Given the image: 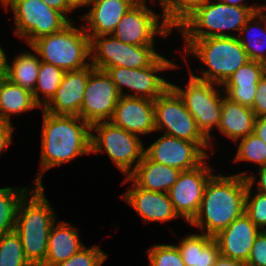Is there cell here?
<instances>
[{
    "instance_id": "obj_1",
    "label": "cell",
    "mask_w": 266,
    "mask_h": 266,
    "mask_svg": "<svg viewBox=\"0 0 266 266\" xmlns=\"http://www.w3.org/2000/svg\"><path fill=\"white\" fill-rule=\"evenodd\" d=\"M42 110L41 156L34 186H43V172L91 154V125L76 115H54Z\"/></svg>"
},
{
    "instance_id": "obj_2",
    "label": "cell",
    "mask_w": 266,
    "mask_h": 266,
    "mask_svg": "<svg viewBox=\"0 0 266 266\" xmlns=\"http://www.w3.org/2000/svg\"><path fill=\"white\" fill-rule=\"evenodd\" d=\"M246 177L214 174L208 181L200 209L189 224L214 237L245 213Z\"/></svg>"
},
{
    "instance_id": "obj_3",
    "label": "cell",
    "mask_w": 266,
    "mask_h": 266,
    "mask_svg": "<svg viewBox=\"0 0 266 266\" xmlns=\"http://www.w3.org/2000/svg\"><path fill=\"white\" fill-rule=\"evenodd\" d=\"M19 203L14 231L19 235L25 258L32 266H40L47 255L49 232L57 221L45 187L31 186Z\"/></svg>"
},
{
    "instance_id": "obj_4",
    "label": "cell",
    "mask_w": 266,
    "mask_h": 266,
    "mask_svg": "<svg viewBox=\"0 0 266 266\" xmlns=\"http://www.w3.org/2000/svg\"><path fill=\"white\" fill-rule=\"evenodd\" d=\"M183 43L180 54L184 61L192 56L203 64L197 71L199 75H195L191 67L188 72L197 79L221 86L239 67L250 61L237 37L183 39Z\"/></svg>"
},
{
    "instance_id": "obj_5",
    "label": "cell",
    "mask_w": 266,
    "mask_h": 266,
    "mask_svg": "<svg viewBox=\"0 0 266 266\" xmlns=\"http://www.w3.org/2000/svg\"><path fill=\"white\" fill-rule=\"evenodd\" d=\"M258 9L208 0L176 30L183 39L237 37L241 28Z\"/></svg>"
},
{
    "instance_id": "obj_6",
    "label": "cell",
    "mask_w": 266,
    "mask_h": 266,
    "mask_svg": "<svg viewBox=\"0 0 266 266\" xmlns=\"http://www.w3.org/2000/svg\"><path fill=\"white\" fill-rule=\"evenodd\" d=\"M70 22L61 31L35 40L33 49L43 62L66 71L83 69L90 65V38L83 26Z\"/></svg>"
},
{
    "instance_id": "obj_7",
    "label": "cell",
    "mask_w": 266,
    "mask_h": 266,
    "mask_svg": "<svg viewBox=\"0 0 266 266\" xmlns=\"http://www.w3.org/2000/svg\"><path fill=\"white\" fill-rule=\"evenodd\" d=\"M94 132V133H93ZM141 137L114 125L111 121L91 125V154L105 153L112 164L128 177L145 155Z\"/></svg>"
},
{
    "instance_id": "obj_8",
    "label": "cell",
    "mask_w": 266,
    "mask_h": 266,
    "mask_svg": "<svg viewBox=\"0 0 266 266\" xmlns=\"http://www.w3.org/2000/svg\"><path fill=\"white\" fill-rule=\"evenodd\" d=\"M171 87L183 99L187 110L196 120L197 127L208 139L210 149L214 152L215 142L211 130H217L221 117L222 99L225 96L222 86L193 77L189 79L185 87L171 83Z\"/></svg>"
},
{
    "instance_id": "obj_9",
    "label": "cell",
    "mask_w": 266,
    "mask_h": 266,
    "mask_svg": "<svg viewBox=\"0 0 266 266\" xmlns=\"http://www.w3.org/2000/svg\"><path fill=\"white\" fill-rule=\"evenodd\" d=\"M5 12L11 10L14 35L30 46L35 40L61 31L70 21L42 0H5Z\"/></svg>"
},
{
    "instance_id": "obj_10",
    "label": "cell",
    "mask_w": 266,
    "mask_h": 266,
    "mask_svg": "<svg viewBox=\"0 0 266 266\" xmlns=\"http://www.w3.org/2000/svg\"><path fill=\"white\" fill-rule=\"evenodd\" d=\"M180 63H174L171 59L160 54L149 66L145 68L110 67L106 70L116 85L121 96H130L155 100L161 96L170 86L161 72L181 68ZM128 89V92L124 91ZM133 92V93H132Z\"/></svg>"
},
{
    "instance_id": "obj_11",
    "label": "cell",
    "mask_w": 266,
    "mask_h": 266,
    "mask_svg": "<svg viewBox=\"0 0 266 266\" xmlns=\"http://www.w3.org/2000/svg\"><path fill=\"white\" fill-rule=\"evenodd\" d=\"M155 132L195 142L208 156V139L197 127L196 120L187 110L183 99L170 86L154 100Z\"/></svg>"
},
{
    "instance_id": "obj_12",
    "label": "cell",
    "mask_w": 266,
    "mask_h": 266,
    "mask_svg": "<svg viewBox=\"0 0 266 266\" xmlns=\"http://www.w3.org/2000/svg\"><path fill=\"white\" fill-rule=\"evenodd\" d=\"M155 45L126 44L112 34L90 39V64L99 70L110 67L145 68L159 55Z\"/></svg>"
},
{
    "instance_id": "obj_13",
    "label": "cell",
    "mask_w": 266,
    "mask_h": 266,
    "mask_svg": "<svg viewBox=\"0 0 266 266\" xmlns=\"http://www.w3.org/2000/svg\"><path fill=\"white\" fill-rule=\"evenodd\" d=\"M147 1H138L125 13L112 33L114 37L126 44L155 45L156 36L167 38L174 33L162 13L147 7Z\"/></svg>"
},
{
    "instance_id": "obj_14",
    "label": "cell",
    "mask_w": 266,
    "mask_h": 266,
    "mask_svg": "<svg viewBox=\"0 0 266 266\" xmlns=\"http://www.w3.org/2000/svg\"><path fill=\"white\" fill-rule=\"evenodd\" d=\"M208 156L199 166L181 171L177 182L169 189L168 196L179 218L189 225L196 217L203 198L205 187L214 175Z\"/></svg>"
},
{
    "instance_id": "obj_15",
    "label": "cell",
    "mask_w": 266,
    "mask_h": 266,
    "mask_svg": "<svg viewBox=\"0 0 266 266\" xmlns=\"http://www.w3.org/2000/svg\"><path fill=\"white\" fill-rule=\"evenodd\" d=\"M121 97L106 71L94 69L89 77L80 108V117L90 125L110 121Z\"/></svg>"
},
{
    "instance_id": "obj_16",
    "label": "cell",
    "mask_w": 266,
    "mask_h": 266,
    "mask_svg": "<svg viewBox=\"0 0 266 266\" xmlns=\"http://www.w3.org/2000/svg\"><path fill=\"white\" fill-rule=\"evenodd\" d=\"M145 155L154 162L180 171L193 169L208 157L195 142L165 134L145 146Z\"/></svg>"
},
{
    "instance_id": "obj_17",
    "label": "cell",
    "mask_w": 266,
    "mask_h": 266,
    "mask_svg": "<svg viewBox=\"0 0 266 266\" xmlns=\"http://www.w3.org/2000/svg\"><path fill=\"white\" fill-rule=\"evenodd\" d=\"M110 121L129 133L141 136V138L154 133V101L145 98L121 96Z\"/></svg>"
},
{
    "instance_id": "obj_18",
    "label": "cell",
    "mask_w": 266,
    "mask_h": 266,
    "mask_svg": "<svg viewBox=\"0 0 266 266\" xmlns=\"http://www.w3.org/2000/svg\"><path fill=\"white\" fill-rule=\"evenodd\" d=\"M260 232L261 230L244 213L214 236L220 256L245 264Z\"/></svg>"
},
{
    "instance_id": "obj_19",
    "label": "cell",
    "mask_w": 266,
    "mask_h": 266,
    "mask_svg": "<svg viewBox=\"0 0 266 266\" xmlns=\"http://www.w3.org/2000/svg\"><path fill=\"white\" fill-rule=\"evenodd\" d=\"M95 68L89 66L75 71H66L55 96L43 108L54 115H76L80 117V108L90 73Z\"/></svg>"
},
{
    "instance_id": "obj_20",
    "label": "cell",
    "mask_w": 266,
    "mask_h": 266,
    "mask_svg": "<svg viewBox=\"0 0 266 266\" xmlns=\"http://www.w3.org/2000/svg\"><path fill=\"white\" fill-rule=\"evenodd\" d=\"M131 183L121 198L137 212L142 221L166 223L179 218L168 193L145 190Z\"/></svg>"
},
{
    "instance_id": "obj_21",
    "label": "cell",
    "mask_w": 266,
    "mask_h": 266,
    "mask_svg": "<svg viewBox=\"0 0 266 266\" xmlns=\"http://www.w3.org/2000/svg\"><path fill=\"white\" fill-rule=\"evenodd\" d=\"M138 0H92L89 10L80 16L89 38L112 34L118 22Z\"/></svg>"
},
{
    "instance_id": "obj_22",
    "label": "cell",
    "mask_w": 266,
    "mask_h": 266,
    "mask_svg": "<svg viewBox=\"0 0 266 266\" xmlns=\"http://www.w3.org/2000/svg\"><path fill=\"white\" fill-rule=\"evenodd\" d=\"M266 71V64L250 60L239 67L222 85L225 96L243 106L252 108L257 84Z\"/></svg>"
},
{
    "instance_id": "obj_23",
    "label": "cell",
    "mask_w": 266,
    "mask_h": 266,
    "mask_svg": "<svg viewBox=\"0 0 266 266\" xmlns=\"http://www.w3.org/2000/svg\"><path fill=\"white\" fill-rule=\"evenodd\" d=\"M180 173L179 169L154 162L144 155L134 171L123 178L122 185L133 182L145 190L167 193Z\"/></svg>"
},
{
    "instance_id": "obj_24",
    "label": "cell",
    "mask_w": 266,
    "mask_h": 266,
    "mask_svg": "<svg viewBox=\"0 0 266 266\" xmlns=\"http://www.w3.org/2000/svg\"><path fill=\"white\" fill-rule=\"evenodd\" d=\"M78 228L64 220L56 221L49 232L47 255L40 266H55L75 255L84 244Z\"/></svg>"
},
{
    "instance_id": "obj_25",
    "label": "cell",
    "mask_w": 266,
    "mask_h": 266,
    "mask_svg": "<svg viewBox=\"0 0 266 266\" xmlns=\"http://www.w3.org/2000/svg\"><path fill=\"white\" fill-rule=\"evenodd\" d=\"M254 111L246 106L230 100L224 96L222 99L221 117L216 132L226 136L233 143L253 133Z\"/></svg>"
},
{
    "instance_id": "obj_26",
    "label": "cell",
    "mask_w": 266,
    "mask_h": 266,
    "mask_svg": "<svg viewBox=\"0 0 266 266\" xmlns=\"http://www.w3.org/2000/svg\"><path fill=\"white\" fill-rule=\"evenodd\" d=\"M178 242L185 266H214L220 256L217 241L204 233H190Z\"/></svg>"
},
{
    "instance_id": "obj_27",
    "label": "cell",
    "mask_w": 266,
    "mask_h": 266,
    "mask_svg": "<svg viewBox=\"0 0 266 266\" xmlns=\"http://www.w3.org/2000/svg\"><path fill=\"white\" fill-rule=\"evenodd\" d=\"M41 107L35 102L31 90L12 83L6 77L0 79V120L13 124V114L21 115Z\"/></svg>"
},
{
    "instance_id": "obj_28",
    "label": "cell",
    "mask_w": 266,
    "mask_h": 266,
    "mask_svg": "<svg viewBox=\"0 0 266 266\" xmlns=\"http://www.w3.org/2000/svg\"><path fill=\"white\" fill-rule=\"evenodd\" d=\"M31 51L19 52L11 62L8 61L9 56H7L5 77L12 83L33 91L41 60L33 49Z\"/></svg>"
},
{
    "instance_id": "obj_29",
    "label": "cell",
    "mask_w": 266,
    "mask_h": 266,
    "mask_svg": "<svg viewBox=\"0 0 266 266\" xmlns=\"http://www.w3.org/2000/svg\"><path fill=\"white\" fill-rule=\"evenodd\" d=\"M237 38L250 60L266 64V28L257 12L241 28Z\"/></svg>"
},
{
    "instance_id": "obj_30",
    "label": "cell",
    "mask_w": 266,
    "mask_h": 266,
    "mask_svg": "<svg viewBox=\"0 0 266 266\" xmlns=\"http://www.w3.org/2000/svg\"><path fill=\"white\" fill-rule=\"evenodd\" d=\"M65 71L53 64L41 61L38 79L32 91L35 102L43 109L55 96Z\"/></svg>"
},
{
    "instance_id": "obj_31",
    "label": "cell",
    "mask_w": 266,
    "mask_h": 266,
    "mask_svg": "<svg viewBox=\"0 0 266 266\" xmlns=\"http://www.w3.org/2000/svg\"><path fill=\"white\" fill-rule=\"evenodd\" d=\"M30 190L27 186L0 188V236L14 231L19 203Z\"/></svg>"
},
{
    "instance_id": "obj_32",
    "label": "cell",
    "mask_w": 266,
    "mask_h": 266,
    "mask_svg": "<svg viewBox=\"0 0 266 266\" xmlns=\"http://www.w3.org/2000/svg\"><path fill=\"white\" fill-rule=\"evenodd\" d=\"M208 0H158L166 24L174 31Z\"/></svg>"
},
{
    "instance_id": "obj_33",
    "label": "cell",
    "mask_w": 266,
    "mask_h": 266,
    "mask_svg": "<svg viewBox=\"0 0 266 266\" xmlns=\"http://www.w3.org/2000/svg\"><path fill=\"white\" fill-rule=\"evenodd\" d=\"M236 153L233 157V163L250 162L256 167L266 166V144L254 133L239 139Z\"/></svg>"
},
{
    "instance_id": "obj_34",
    "label": "cell",
    "mask_w": 266,
    "mask_h": 266,
    "mask_svg": "<svg viewBox=\"0 0 266 266\" xmlns=\"http://www.w3.org/2000/svg\"><path fill=\"white\" fill-rule=\"evenodd\" d=\"M0 266H32L25 258L21 239L15 231L0 236Z\"/></svg>"
},
{
    "instance_id": "obj_35",
    "label": "cell",
    "mask_w": 266,
    "mask_h": 266,
    "mask_svg": "<svg viewBox=\"0 0 266 266\" xmlns=\"http://www.w3.org/2000/svg\"><path fill=\"white\" fill-rule=\"evenodd\" d=\"M253 188L248 184L245 214L261 231H266V193L253 191Z\"/></svg>"
},
{
    "instance_id": "obj_36",
    "label": "cell",
    "mask_w": 266,
    "mask_h": 266,
    "mask_svg": "<svg viewBox=\"0 0 266 266\" xmlns=\"http://www.w3.org/2000/svg\"><path fill=\"white\" fill-rule=\"evenodd\" d=\"M149 266H185L181 253L174 244H153L147 250Z\"/></svg>"
},
{
    "instance_id": "obj_37",
    "label": "cell",
    "mask_w": 266,
    "mask_h": 266,
    "mask_svg": "<svg viewBox=\"0 0 266 266\" xmlns=\"http://www.w3.org/2000/svg\"><path fill=\"white\" fill-rule=\"evenodd\" d=\"M107 258V253L101 249L100 245L94 244L90 248L85 245L71 258L55 266H102L108 260Z\"/></svg>"
},
{
    "instance_id": "obj_38",
    "label": "cell",
    "mask_w": 266,
    "mask_h": 266,
    "mask_svg": "<svg viewBox=\"0 0 266 266\" xmlns=\"http://www.w3.org/2000/svg\"><path fill=\"white\" fill-rule=\"evenodd\" d=\"M244 266H266V231H261L256 237Z\"/></svg>"
},
{
    "instance_id": "obj_39",
    "label": "cell",
    "mask_w": 266,
    "mask_h": 266,
    "mask_svg": "<svg viewBox=\"0 0 266 266\" xmlns=\"http://www.w3.org/2000/svg\"><path fill=\"white\" fill-rule=\"evenodd\" d=\"M251 109L254 111L256 117L266 116V71L257 84V92Z\"/></svg>"
},
{
    "instance_id": "obj_40",
    "label": "cell",
    "mask_w": 266,
    "mask_h": 266,
    "mask_svg": "<svg viewBox=\"0 0 266 266\" xmlns=\"http://www.w3.org/2000/svg\"><path fill=\"white\" fill-rule=\"evenodd\" d=\"M256 174L248 173V170L237 173L236 175L243 176L247 178L248 184L250 186H255L258 192L266 193V166L258 167V172ZM259 177V178H257Z\"/></svg>"
},
{
    "instance_id": "obj_41",
    "label": "cell",
    "mask_w": 266,
    "mask_h": 266,
    "mask_svg": "<svg viewBox=\"0 0 266 266\" xmlns=\"http://www.w3.org/2000/svg\"><path fill=\"white\" fill-rule=\"evenodd\" d=\"M15 129L13 124L0 120V154L5 153L14 142L13 134Z\"/></svg>"
},
{
    "instance_id": "obj_42",
    "label": "cell",
    "mask_w": 266,
    "mask_h": 266,
    "mask_svg": "<svg viewBox=\"0 0 266 266\" xmlns=\"http://www.w3.org/2000/svg\"><path fill=\"white\" fill-rule=\"evenodd\" d=\"M49 7L61 12L70 22H73L69 15L75 14L74 10L69 6L68 0H42Z\"/></svg>"
},
{
    "instance_id": "obj_43",
    "label": "cell",
    "mask_w": 266,
    "mask_h": 266,
    "mask_svg": "<svg viewBox=\"0 0 266 266\" xmlns=\"http://www.w3.org/2000/svg\"><path fill=\"white\" fill-rule=\"evenodd\" d=\"M253 133L266 144V116L255 118Z\"/></svg>"
},
{
    "instance_id": "obj_44",
    "label": "cell",
    "mask_w": 266,
    "mask_h": 266,
    "mask_svg": "<svg viewBox=\"0 0 266 266\" xmlns=\"http://www.w3.org/2000/svg\"><path fill=\"white\" fill-rule=\"evenodd\" d=\"M225 4L228 5H234V6H238V7H247V8H259V3L257 2H252V4H247L248 1L246 0H219Z\"/></svg>"
},
{
    "instance_id": "obj_45",
    "label": "cell",
    "mask_w": 266,
    "mask_h": 266,
    "mask_svg": "<svg viewBox=\"0 0 266 266\" xmlns=\"http://www.w3.org/2000/svg\"><path fill=\"white\" fill-rule=\"evenodd\" d=\"M214 266H244V264L236 260H231L230 258L219 256Z\"/></svg>"
},
{
    "instance_id": "obj_46",
    "label": "cell",
    "mask_w": 266,
    "mask_h": 266,
    "mask_svg": "<svg viewBox=\"0 0 266 266\" xmlns=\"http://www.w3.org/2000/svg\"><path fill=\"white\" fill-rule=\"evenodd\" d=\"M92 0H68L69 6L75 11L76 9L89 7Z\"/></svg>"
},
{
    "instance_id": "obj_47",
    "label": "cell",
    "mask_w": 266,
    "mask_h": 266,
    "mask_svg": "<svg viewBox=\"0 0 266 266\" xmlns=\"http://www.w3.org/2000/svg\"><path fill=\"white\" fill-rule=\"evenodd\" d=\"M6 52L7 51H5L0 45V78L5 77L6 75Z\"/></svg>"
},
{
    "instance_id": "obj_48",
    "label": "cell",
    "mask_w": 266,
    "mask_h": 266,
    "mask_svg": "<svg viewBox=\"0 0 266 266\" xmlns=\"http://www.w3.org/2000/svg\"><path fill=\"white\" fill-rule=\"evenodd\" d=\"M258 14H266V0H265V4L263 2H261V4H259V9L257 10Z\"/></svg>"
},
{
    "instance_id": "obj_49",
    "label": "cell",
    "mask_w": 266,
    "mask_h": 266,
    "mask_svg": "<svg viewBox=\"0 0 266 266\" xmlns=\"http://www.w3.org/2000/svg\"><path fill=\"white\" fill-rule=\"evenodd\" d=\"M259 15L263 18L264 25H265V28H266V14H259Z\"/></svg>"
},
{
    "instance_id": "obj_50",
    "label": "cell",
    "mask_w": 266,
    "mask_h": 266,
    "mask_svg": "<svg viewBox=\"0 0 266 266\" xmlns=\"http://www.w3.org/2000/svg\"><path fill=\"white\" fill-rule=\"evenodd\" d=\"M138 1H144V0H138ZM150 1L154 4V6H156L155 3H156L157 0H150Z\"/></svg>"
}]
</instances>
